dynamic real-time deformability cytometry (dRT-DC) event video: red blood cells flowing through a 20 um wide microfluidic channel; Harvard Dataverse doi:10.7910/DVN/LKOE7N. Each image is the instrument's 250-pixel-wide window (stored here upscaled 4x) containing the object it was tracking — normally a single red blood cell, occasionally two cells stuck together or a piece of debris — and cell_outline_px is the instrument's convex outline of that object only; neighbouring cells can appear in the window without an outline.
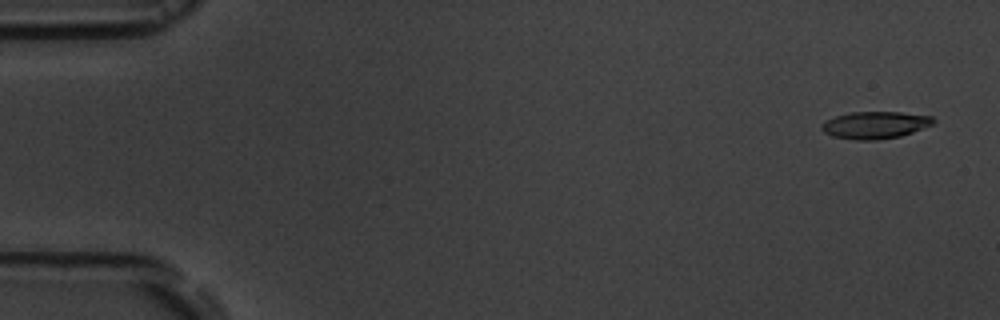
{"species": "common noctule bat (a hibernating species)", "species_latin": "Nyctalus noctula", "temperature_condition": "room temperature", "stored_images_in_passage": 6, "camera_frame_rate_fps": 3000, "um_per_image_px": 0.085, "animal": {"sex": "male", "body_mass_g": 19.5, "forearm_length_mm": 54.6}, "frame": {"image": 1, "passage_image": 1, "time_ms": 0.0, "image_size_px": [1000, 320], "cell_outline_px": [[936, 120], [932, 124], [912, 132], [900, 136], [876, 140], [856, 140], [832, 136], [824, 132], [820, 128], [828, 120], [836, 116], [848, 112], [900, 112], [932, 116]], "centroid_in_image_um": [74.39, 10.62], "position_along_channel_um": 10.6, "area_um2": 17.51}}
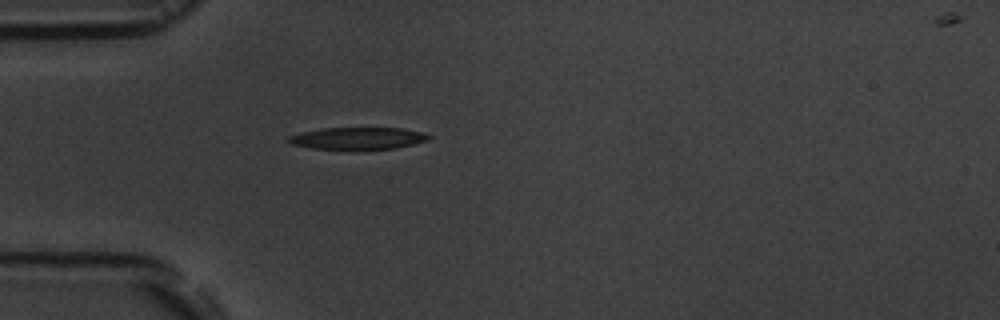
{"frame": {"image": 2, "passage_image": 5, "time_ms": 4.667, "image_size_px": [1000, 320], "cell_outline_px": [[432, 136], [428, 140], [396, 148], [356, 152], [312, 148], [292, 144], [288, 140], [288, 136], [300, 132], [324, 128], [400, 128], [420, 132]], "centroid_in_image_um": [30.38, 11.8], "position_along_channel_um": 54.6, "area_um2": 18.67}}